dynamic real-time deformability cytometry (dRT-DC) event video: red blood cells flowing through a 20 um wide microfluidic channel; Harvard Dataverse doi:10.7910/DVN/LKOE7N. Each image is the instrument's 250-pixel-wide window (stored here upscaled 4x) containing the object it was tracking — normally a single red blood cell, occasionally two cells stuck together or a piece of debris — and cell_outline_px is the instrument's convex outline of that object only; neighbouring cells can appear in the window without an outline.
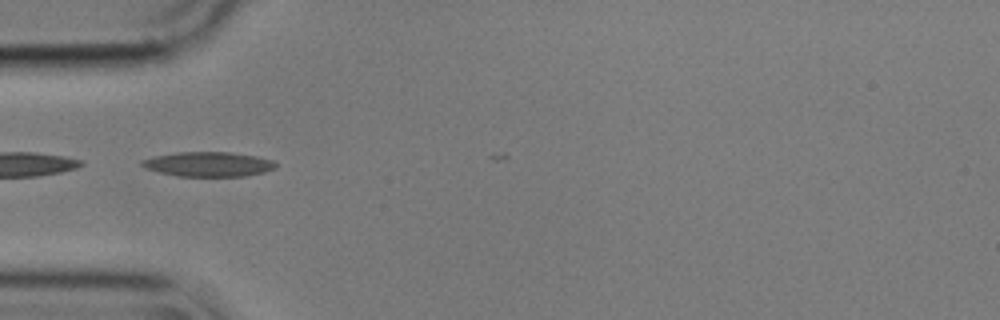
{"species": "common noctule bat (a hibernating species)", "species_latin": "Nyctalus noctula", "temperature_condition": "cold", "stored_images_in_passage": 4, "camera_frame_rate_fps": 3000, "um_per_image_px": 0.085, "animal": {"sex": "male", "body_mass_g": 17.9}, "frame": {"image": 1, "passage_image": 1, "time_ms": 0.0, "image_size_px": [1000, 320], "cell_outline_px": [[276, 168], [264, 172], [244, 176], [176, 176], [144, 168], [140, 164], [140, 160], [156, 156], [176, 152], [228, 152], [256, 156], [272, 160], [276, 164]], "centroid_in_image_um": [17.69, 13.96], "position_along_channel_um": 67.3, "area_um2": 19.19}}